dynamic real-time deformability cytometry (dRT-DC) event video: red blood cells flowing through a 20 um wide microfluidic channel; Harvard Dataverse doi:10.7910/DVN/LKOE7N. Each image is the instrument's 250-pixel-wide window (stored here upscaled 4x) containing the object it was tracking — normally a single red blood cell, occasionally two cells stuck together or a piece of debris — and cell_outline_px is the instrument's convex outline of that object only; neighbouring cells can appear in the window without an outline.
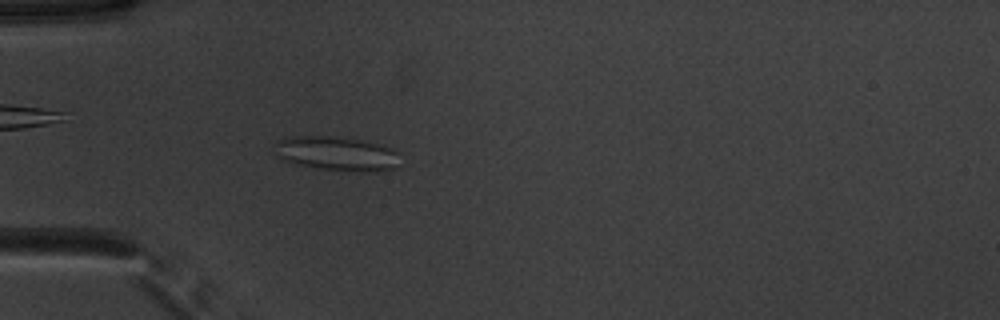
{"species": "common noctule bat (a hibernating species)", "species_latin": "Nyctalus noctula", "temperature_condition": "warm", "stored_images_in_passage": 52, "camera_frame_rate_fps": 3000, "um_per_image_px": 0.085, "animal": {"sex": "male", "body_mass_g": 20.1, "forearm_length_mm": 53.5}, "frame": {"image": 1, "passage_image": 16, "time_ms": 5.0, "image_size_px": [1000, 320], "cell_outline_px": [[396, 152], [392, 168], [380, 172], [364, 172], [316, 168], [296, 164], [280, 160], [276, 156], [276, 144], [284, 136], [328, 136], [360, 140], [384, 144], [392, 148]], "centroid_in_image_um": [28.54, 13.05], "position_along_channel_um": 56.5, "area_um2": 24.85}}
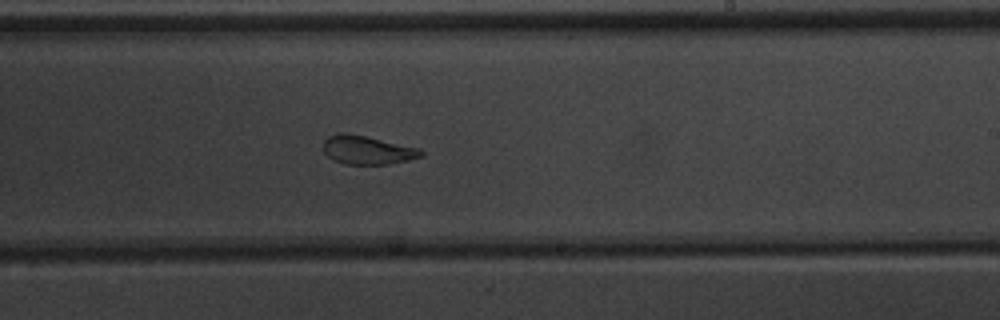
{"frame": {"image": 2, "passage_image": 32, "time_ms": 10.333, "image_size_px": [1000, 320], "cell_outline_px": [[424, 156], [408, 160], [388, 164], [344, 164], [332, 160], [324, 152], [324, 140], [328, 136], [336, 132], [348, 132], [368, 136], [420, 148], [424, 152]], "centroid_in_image_um": [31.22, 12.73], "position_along_channel_um": 257.8, "area_um2": 16.65}}
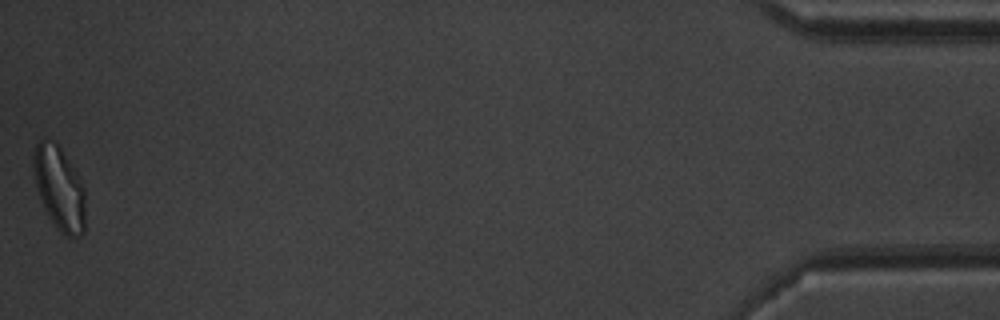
{"frame": {"image": 3, "passage_image": 52, "time_ms": 17.0, "image_size_px": [1000, 320], "cell_outline_px": [[84, 232], [80, 236], [68, 236], [60, 232], [48, 216], [44, 208], [36, 184], [32, 164], [32, 156], [36, 144], [40, 140], [52, 140], [60, 148], [84, 188]], "centroid_in_image_um": [5.01, 16.01], "position_along_channel_um": 430.2, "area_um2": 24.62}, "authors_computed_cell_mechanics": {"area_um2": 21.0103, "velocity_mm_per_s": 3.916, "shape_relaxation_time_tau1_ms": 7.9154, "shape_relaxation_time_tau2_ms": 1.741, "deformation_change_tau1": 0.1697, "deformation_change_tau2": 0.0855}}